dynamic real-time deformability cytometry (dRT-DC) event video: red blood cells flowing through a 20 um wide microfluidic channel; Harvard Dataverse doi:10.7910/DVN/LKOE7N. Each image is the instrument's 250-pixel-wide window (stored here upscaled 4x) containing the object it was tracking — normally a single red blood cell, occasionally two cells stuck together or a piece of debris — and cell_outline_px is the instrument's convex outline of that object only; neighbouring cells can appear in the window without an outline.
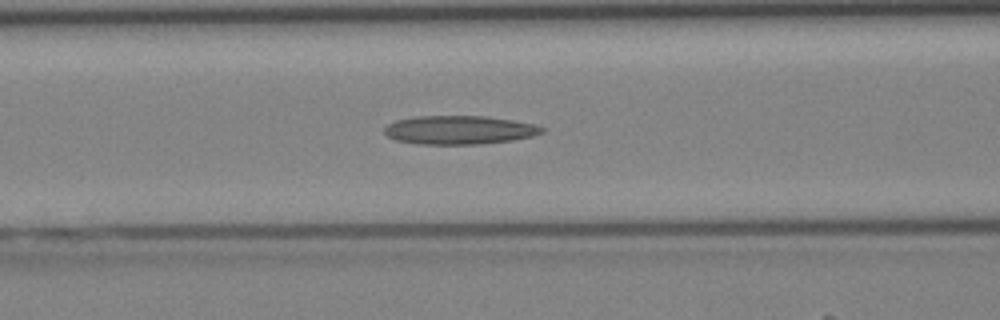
{"species": "Egyptian fruit bat (a non-hibernating species)", "species_latin": "Rousettus aegyptiacus", "temperature_condition": "cold", "stored_images_in_passage": 34, "camera_frame_rate_fps": 3000, "um_per_image_px": 0.085, "animal": {"sex": "female"}, "frame": {"image": 1, "passage_image": 15, "time_ms": 4.667, "image_size_px": [1000, 320], "cell_outline_px": [[544, 132], [532, 136], [512, 140], [476, 144], [420, 144], [396, 140], [388, 136], [384, 132], [384, 128], [388, 124], [396, 120], [412, 116], [488, 116], [536, 124], [544, 128]], "centroid_in_image_um": [39.03, 11.04], "position_along_channel_um": 127.6, "area_um2": 26.3}}
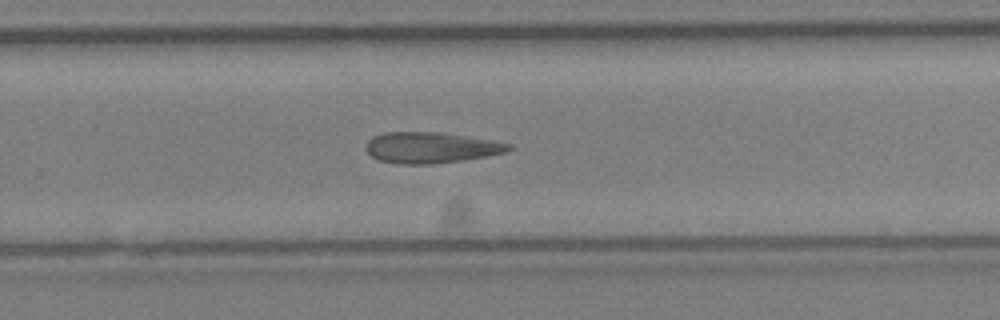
{"frame": {"image": 2, "passage_image": 25, "time_ms": 8.0, "image_size_px": [1000, 320], "cell_outline_px": [[512, 148], [508, 152], [460, 160], [428, 164], [396, 164], [380, 160], [372, 156], [364, 148], [368, 140], [372, 136], [384, 132], [440, 132], [492, 140], [512, 144]], "centroid_in_image_um": [36.6, 12.54], "position_along_channel_um": 293.2, "area_um2": 25.66}}
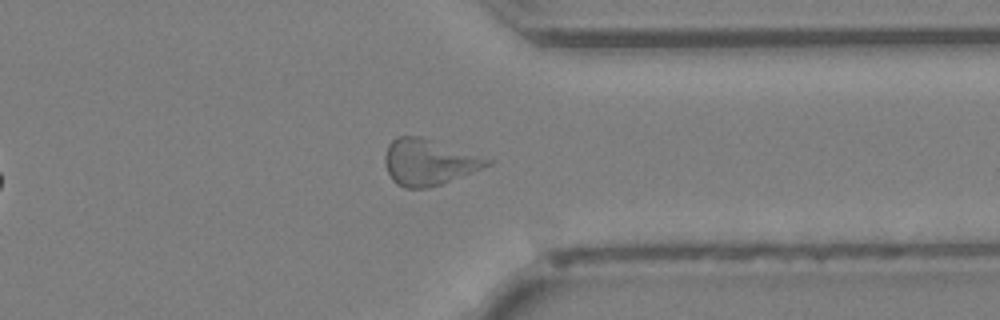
{"frame": {"image": 3, "passage_image": 30, "time_ms": 9.667, "image_size_px": [1000, 320], "cell_outline_px": [[492, 164], [440, 184], [428, 188], [404, 188], [396, 184], [392, 180], [384, 164], [384, 156], [388, 144], [396, 136], [420, 136], [492, 160]], "centroid_in_image_um": [36.36, 13.78], "position_along_channel_um": 375.0, "area_um2": 27.05}}